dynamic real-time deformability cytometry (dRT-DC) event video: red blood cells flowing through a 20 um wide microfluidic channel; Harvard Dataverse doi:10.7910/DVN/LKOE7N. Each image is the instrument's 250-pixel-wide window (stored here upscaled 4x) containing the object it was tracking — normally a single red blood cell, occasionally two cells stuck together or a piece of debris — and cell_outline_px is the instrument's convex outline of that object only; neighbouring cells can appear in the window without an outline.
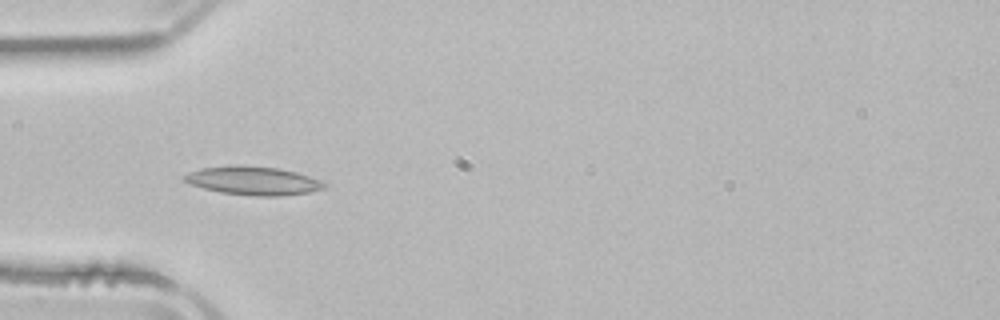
{"species": "common noctule bat (a hibernating species)", "species_latin": "Nyctalus noctula", "temperature_condition": "room temperature", "stored_images_in_passage": 1, "camera_frame_rate_fps": 3000, "um_per_image_px": 0.085, "animal": {"sex": "male", "body_mass_g": 21.5, "forearm_length_mm": 52.0}, "frame": {"image": 1, "passage_image": 1, "time_ms": 0.0, "image_size_px": [1000, 320], "cell_outline_px": [[328, 184], [324, 188], [308, 192], [280, 196], [256, 196], [220, 192], [204, 188], [192, 184], [184, 180], [180, 176], [188, 172], [200, 168], [236, 164], [280, 168], [296, 172], [320, 180]], "centroid_in_image_um": [21.49, 15.34], "position_along_channel_um": 63.5, "area_um2": 23.35}}